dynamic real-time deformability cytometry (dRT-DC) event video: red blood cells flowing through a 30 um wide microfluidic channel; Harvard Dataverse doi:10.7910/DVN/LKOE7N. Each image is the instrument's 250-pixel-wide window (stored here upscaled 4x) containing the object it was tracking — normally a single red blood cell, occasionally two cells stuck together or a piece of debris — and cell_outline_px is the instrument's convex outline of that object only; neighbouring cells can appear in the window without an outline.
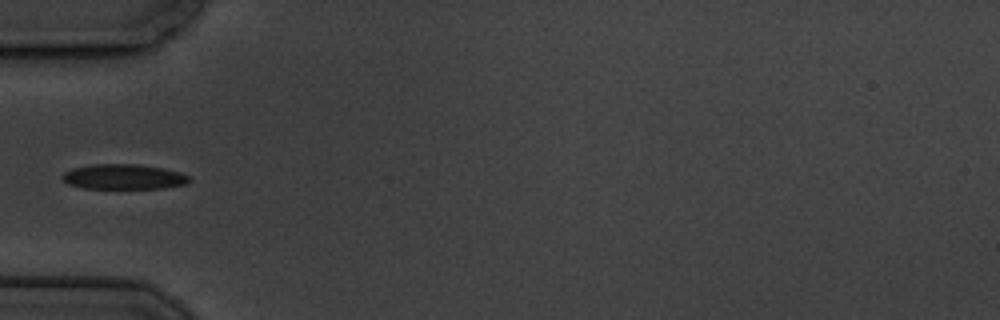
{"species": "common noctule bat (a hibernating species)", "species_latin": "Nyctalus noctula", "temperature_condition": "cold", "stored_images_in_passage": 8, "camera_frame_rate_fps": 3000, "um_per_image_px": 0.085, "animal": {"sex": "male", "body_mass_g": 19.5, "forearm_length_mm": 54.6}, "frame": {"image": 1, "passage_image": 6, "time_ms": 5.667, "image_size_px": [1000, 320], "cell_outline_px": [[192, 180], [188, 184], [164, 188], [84, 188], [68, 184], [60, 176], [64, 172], [72, 168], [92, 164], [136, 164], [164, 168], [180, 172], [188, 176]], "centroid_in_image_um": [10.53, 15.02], "position_along_channel_um": 74.5, "area_um2": 18.67}}
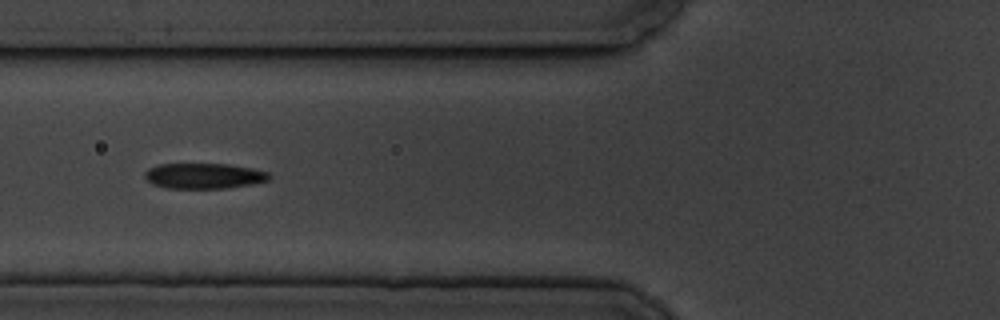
{"frame": {"image": 2, "passage_image": 7, "time_ms": 6.667, "image_size_px": [1000, 320], "cell_outline_px": [[272, 176], [268, 180], [252, 184], [228, 188], [164, 188], [152, 184], [144, 176], [144, 172], [148, 168], [160, 164], [228, 164], [252, 168], [268, 172]], "centroid_in_image_um": [17.33, 14.95], "position_along_channel_um": 108.5, "area_um2": 18.55}}
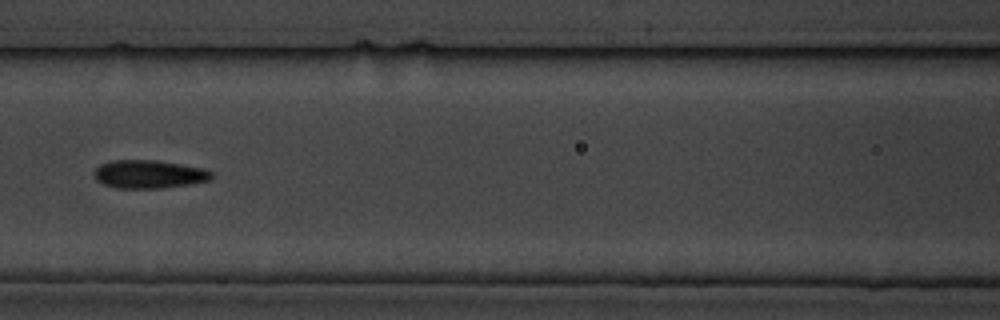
{"frame": {"image": 3, "passage_image": 8, "time_ms": 8.0, "image_size_px": [1000, 320], "cell_outline_px": [[212, 180], [188, 184], [160, 188], [116, 188], [104, 184], [96, 180], [92, 172], [100, 164], [112, 160], [156, 160], [204, 168], [212, 172]], "centroid_in_image_um": [12.64, 14.8], "position_along_channel_um": 154.0, "area_um2": 19.36}}